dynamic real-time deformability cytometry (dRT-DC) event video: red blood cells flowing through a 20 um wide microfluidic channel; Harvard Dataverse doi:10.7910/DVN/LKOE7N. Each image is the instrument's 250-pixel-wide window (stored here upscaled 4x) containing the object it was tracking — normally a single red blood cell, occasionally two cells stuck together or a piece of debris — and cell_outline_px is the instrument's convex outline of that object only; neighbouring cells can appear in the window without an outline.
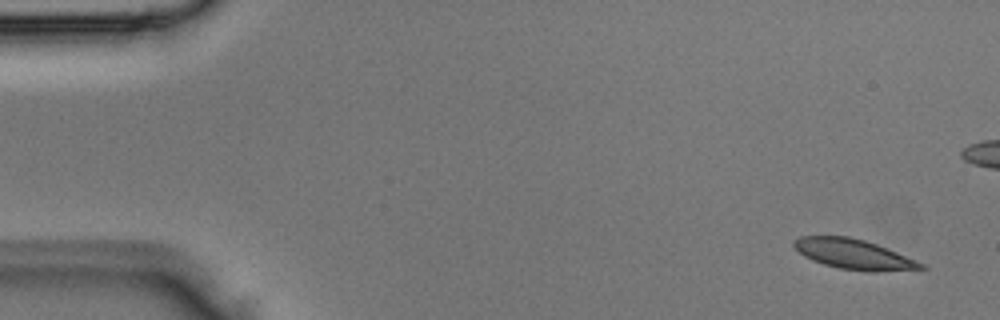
{"species": "Egyptian fruit bat (a non-hibernating species)", "species_latin": "Rousettus aegyptiacus", "temperature_condition": "room temperature", "stored_images_in_passage": 5, "camera_frame_rate_fps": 3000, "um_per_image_px": 0.085, "animal": {"sex": "male"}, "frame": {"image": 1, "passage_image": 1, "time_ms": 0.0, "image_size_px": [1000, 320], "cell_outline_px": [[928, 268], [876, 272], [872, 272], [840, 268], [824, 264], [812, 260], [804, 256], [792, 244], [792, 240], [800, 236], [848, 236], [864, 240], [876, 244], [916, 260], [924, 264]], "centroid_in_image_um": [72.55, 21.6], "position_along_channel_um": 12.5, "area_um2": 22.02}}
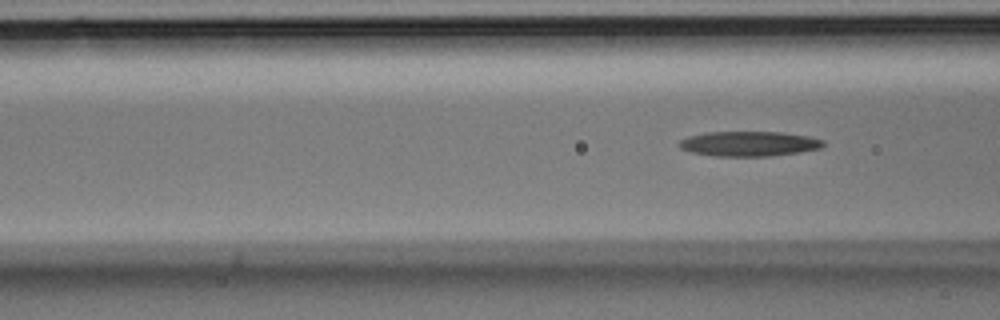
{"frame": {"image": 2, "passage_image": 5, "time_ms": 1.333, "image_size_px": [1000, 320], "cell_outline_px": [[824, 144], [820, 148], [800, 152], [772, 156], [712, 156], [692, 152], [680, 148], [676, 144], [680, 140], [688, 136], [704, 132], [780, 132], [808, 136], [824, 140]], "centroid_in_image_um": [63.63, 12.22], "position_along_channel_um": 103.0, "area_um2": 21.04}}